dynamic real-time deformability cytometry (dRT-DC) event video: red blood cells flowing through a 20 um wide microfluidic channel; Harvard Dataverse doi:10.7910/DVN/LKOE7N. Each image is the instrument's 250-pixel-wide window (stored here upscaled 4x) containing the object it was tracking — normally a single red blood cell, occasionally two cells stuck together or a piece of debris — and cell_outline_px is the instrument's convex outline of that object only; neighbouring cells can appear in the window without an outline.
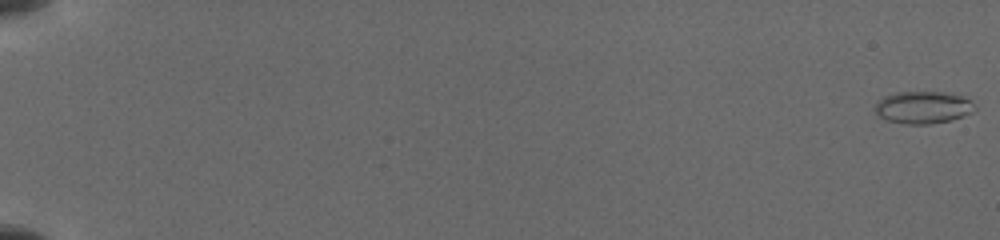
{"species": "common noctule bat (a hibernating species)", "species_latin": "Nyctalus noctula", "temperature_condition": "cold", "stored_images_in_passage": 74, "camera_frame_rate_fps": 3000, "um_per_image_px": 0.085, "animal": {"sex": "female", "body_mass_g": 19.5, "forearm_length_mm": 54.1}, "frame": {"image": 1, "passage_image": 1, "time_ms": 0.0, "image_size_px": [1000, 240], "cell_outline_px": [[976, 108], [972, 112], [964, 116], [948, 120], [928, 124], [904, 124], [884, 120], [872, 108], [884, 96], [896, 92], [944, 92], [960, 96], [968, 100]], "centroid_in_image_um": [78.4, 9.13], "position_along_channel_um": 6.6, "area_um2": 18.61}}
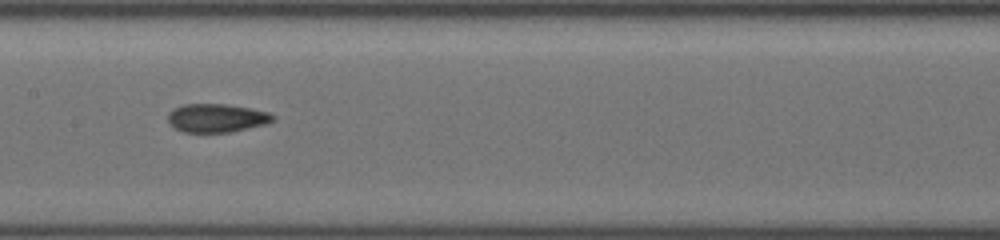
{"frame": {"image": 2, "passage_image": 40, "time_ms": 10.0, "image_size_px": [1000, 240], "cell_outline_px": [[276, 116], [268, 124], [232, 132], [184, 132], [168, 124], [168, 112], [184, 104], [228, 104], [268, 112]], "centroid_in_image_um": [18.42, 10.04], "position_along_channel_um": 189.0, "area_um2": 17.46}}
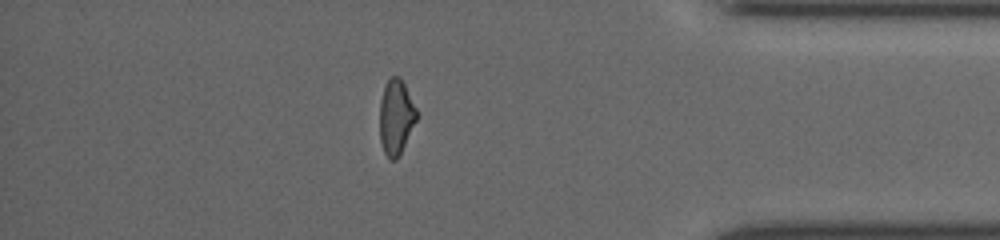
{"frame": {"image": 3, "passage_image": 64, "time_ms": 16.0, "image_size_px": [1000, 240], "cell_outline_px": [[416, 120], [396, 160], [388, 160], [384, 152], [380, 140], [380, 100], [384, 88], [388, 80], [392, 76], [400, 76], [416, 108]], "centroid_in_image_um": [33.63, 9.95], "position_along_channel_um": 401.6, "area_um2": 15.78}}